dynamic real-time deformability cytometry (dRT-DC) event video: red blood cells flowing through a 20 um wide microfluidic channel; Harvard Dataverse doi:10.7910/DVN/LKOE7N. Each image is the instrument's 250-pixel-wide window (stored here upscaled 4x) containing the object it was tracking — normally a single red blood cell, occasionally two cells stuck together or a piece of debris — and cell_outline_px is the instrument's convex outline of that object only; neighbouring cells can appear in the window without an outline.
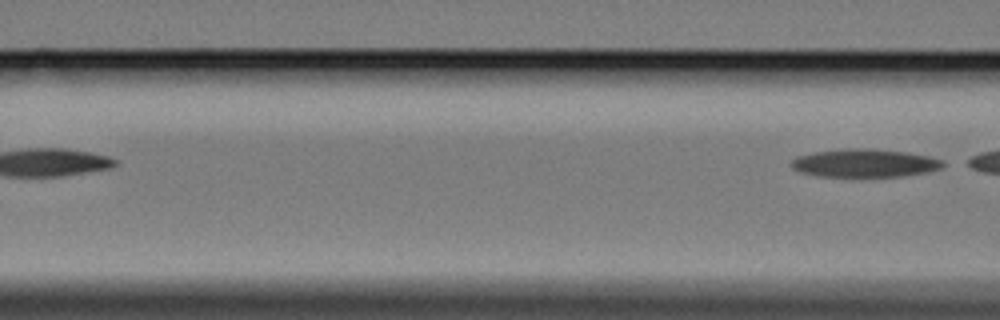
{"species": "Egyptian fruit bat (a non-hibernating species)", "species_latin": "Rousettus aegyptiacus", "temperature_condition": "cold", "stored_images_in_passage": 9, "segment_of_instrument_passage": [2, 2], "camera_frame_rate_fps": 3000, "um_per_image_px": 0.085, "animal": {"sex": "female"}, "frame": {"image": 1, "passage_image": 9, "time_ms": 11.0, "image_size_px": [1000, 320], "cell_outline_px": [[944, 168], [928, 172], [900, 176], [816, 176], [800, 172], [792, 168], [788, 164], [796, 156], [812, 152], [844, 148], [872, 148], [908, 152], [928, 156], [944, 160]], "centroid_in_image_um": [73.48, 13.85], "position_along_channel_um": 93.1, "area_um2": 25.2}}